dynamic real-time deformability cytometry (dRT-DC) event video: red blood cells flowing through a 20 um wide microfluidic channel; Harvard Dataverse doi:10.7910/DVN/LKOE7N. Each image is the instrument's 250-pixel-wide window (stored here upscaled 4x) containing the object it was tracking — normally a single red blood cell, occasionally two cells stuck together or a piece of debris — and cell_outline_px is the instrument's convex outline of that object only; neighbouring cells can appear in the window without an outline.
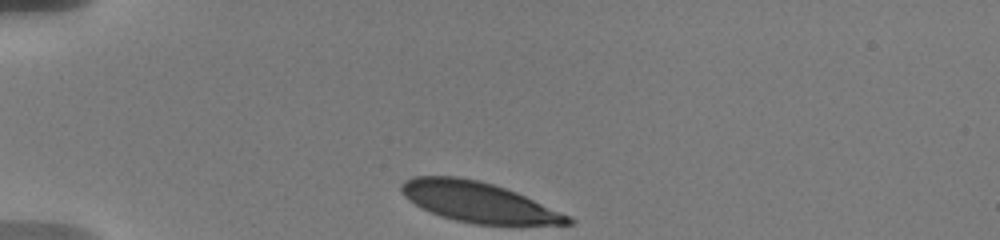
{"species": "human", "species_latin": "Homo sapiens", "temperature_condition": "warm", "stored_images_in_passage": 33, "camera_frame_rate_fps": 3000, "um_per_image_px": 0.085, "donor": {"sex": "male"}, "frame": {"image": 1, "passage_image": 1, "time_ms": 0.0, "image_size_px": [1000, 240], "cell_outline_px": [[576, 224], [476, 224], [456, 220], [440, 216], [408, 200], [404, 196], [400, 188], [400, 184], [404, 180], [412, 176], [456, 176], [480, 180], [516, 192], [560, 212], [576, 220]], "centroid_in_image_um": [40.62, 17.16], "position_along_channel_um": 44.4, "area_um2": 38.55}}
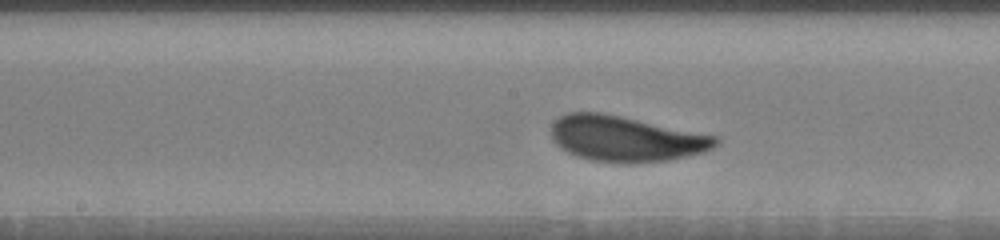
{"frame": {"image": 2, "passage_image": 16, "time_ms": 5.333, "image_size_px": [1000, 240], "cell_outline_px": [[720, 144], [704, 152], [664, 160], [632, 164], [592, 160], [576, 156], [568, 152], [556, 144], [552, 136], [552, 124], [560, 116], [568, 112], [600, 112], [620, 116], [716, 136], [720, 140]], "centroid_in_image_um": [53.18, 11.79], "position_along_channel_um": 195.0, "area_um2": 43.23}}
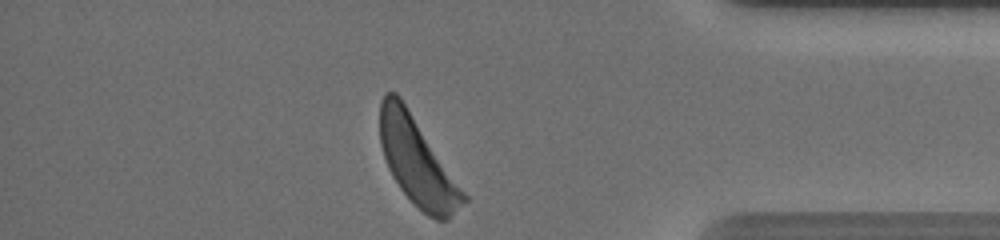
{"frame": {"image": 3, "passage_image": 33, "time_ms": 11.667, "image_size_px": [1000, 240], "cell_outline_px": [[468, 200], [448, 220], [436, 220], [428, 216], [400, 188], [392, 176], [388, 168], [380, 144], [380, 100], [384, 92], [396, 92], [400, 96], [468, 196]], "centroid_in_image_um": [35.47, 13.73], "position_along_channel_um": 399.7, "area_um2": 42.19}, "authors_computed_cell_mechanics": {"area_um2": 42.5986, "velocity_mm_per_s": 3.5713, "shape_relaxation_time_tau1_ms": 2.8263, "shape_relaxation_time_tau2_ms": null, "deformation_change_tau1": 0.1298, "deformation_change_tau2": null}}